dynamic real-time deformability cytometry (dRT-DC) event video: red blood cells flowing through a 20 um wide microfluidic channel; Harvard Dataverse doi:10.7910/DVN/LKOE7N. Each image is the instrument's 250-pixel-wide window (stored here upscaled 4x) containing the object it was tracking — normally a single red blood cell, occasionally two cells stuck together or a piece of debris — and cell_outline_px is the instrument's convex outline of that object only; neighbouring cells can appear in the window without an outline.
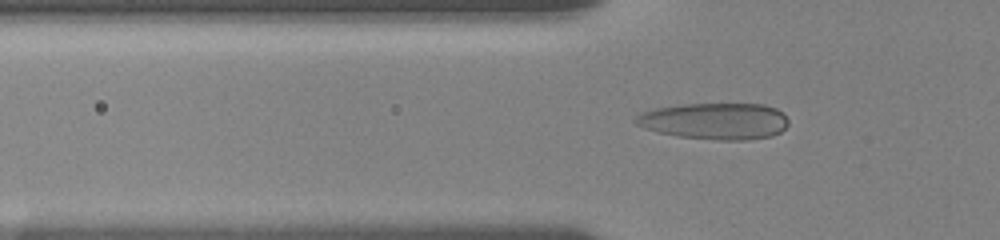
{"species": "human", "species_latin": "Homo sapiens", "temperature_condition": "room temperature", "stored_images_in_passage": 52, "camera_frame_rate_fps": 3000, "um_per_image_px": 0.085, "donor": {"sex": "female"}, "frame": {"image": 1, "passage_image": 19, "time_ms": 6.0, "image_size_px": [1000, 240], "cell_outline_px": [[788, 124], [780, 132], [772, 136], [744, 140], [720, 140], [676, 136], [656, 132], [644, 128], [636, 124], [632, 120], [640, 112], [656, 108], [684, 104], [764, 104], [776, 108], [788, 120]], "centroid_in_image_um": [60.72, 10.29], "position_along_channel_um": 65.1, "area_um2": 32.6}}
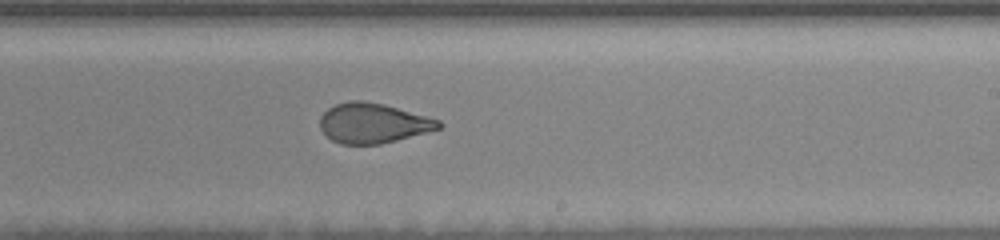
{"frame": {"image": 2, "passage_image": 35, "time_ms": 11.333, "image_size_px": [1000, 240], "cell_outline_px": [[444, 124], [440, 128], [396, 140], [380, 144], [340, 144], [332, 140], [320, 128], [320, 116], [328, 108], [336, 104], [348, 100], [364, 100], [384, 104], [440, 120]], "centroid_in_image_um": [31.69, 10.45], "position_along_channel_um": 257.3, "area_um2": 27.51}}
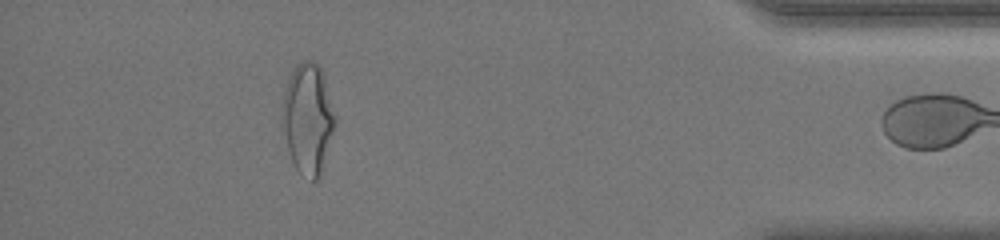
{"frame": {"image": 3, "passage_image": 51, "time_ms": 16.667, "image_size_px": [1000, 240], "cell_outline_px": [[336, 124], [320, 172], [316, 180], [312, 184], [296, 168], [292, 160], [280, 128], [280, 108], [288, 76], [296, 64], [300, 60], [316, 60], [324, 76], [336, 116]], "centroid_in_image_um": [26.13, 10.03], "position_along_channel_um": 409.1, "area_um2": 34.68}}